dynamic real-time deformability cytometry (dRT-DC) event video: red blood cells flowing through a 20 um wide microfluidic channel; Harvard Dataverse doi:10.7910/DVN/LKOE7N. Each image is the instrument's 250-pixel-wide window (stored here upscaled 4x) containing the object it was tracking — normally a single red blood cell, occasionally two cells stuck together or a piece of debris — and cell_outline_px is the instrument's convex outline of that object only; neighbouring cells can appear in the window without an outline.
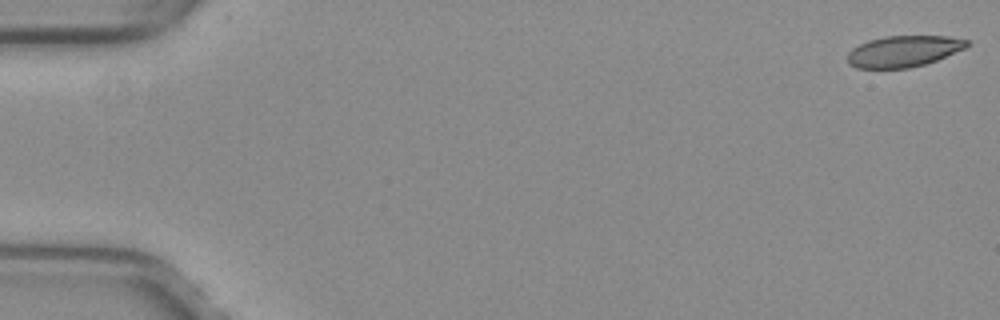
{"species": "common noctule bat (a hibernating species)", "species_latin": "Nyctalus noctula", "temperature_condition": "warm", "stored_images_in_passage": 53, "camera_frame_rate_fps": 3000, "um_per_image_px": 0.085, "animal": {"sex": "female", "body_mass_g": 29.2, "forearm_length_mm": 56.3}, "frame": {"image": 1, "passage_image": 1, "time_ms": 0.0, "image_size_px": [1000, 320], "cell_outline_px": [[972, 44], [964, 48], [936, 60], [924, 64], [908, 68], [856, 68], [848, 64], [848, 52], [852, 48], [868, 40], [884, 36], [948, 36], [968, 40]], "centroid_in_image_um": [76.79, 4.35], "position_along_channel_um": 8.2, "area_um2": 21.68}}
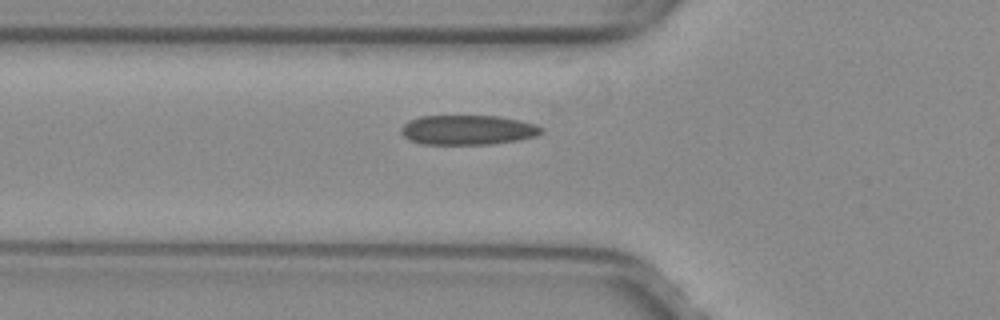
{"frame": {"image": 2, "passage_image": 19, "time_ms": 6.0, "image_size_px": [1000, 320], "cell_outline_px": [[544, 132], [536, 136], [516, 140], [492, 144], [424, 144], [408, 140], [400, 132], [400, 128], [408, 120], [420, 116], [496, 116], [520, 120], [536, 124], [544, 128]], "centroid_in_image_um": [39.75, 11.04], "position_along_channel_um": 86.0, "area_um2": 24.39}}
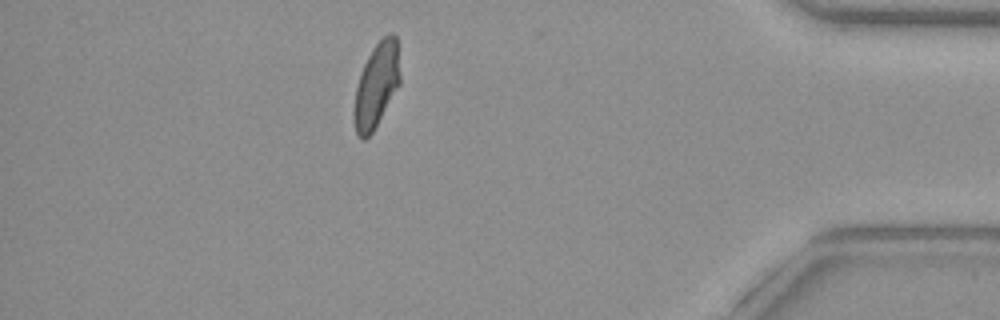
{"frame": {"image": 3, "passage_image": 46, "time_ms": 15.0, "image_size_px": [1000, 320], "cell_outline_px": [[400, 84], [372, 132], [364, 140], [360, 140], [356, 132], [356, 88], [364, 64], [372, 48], [388, 32], [392, 32], [396, 36], [400, 76]], "centroid_in_image_um": [32.04, 7.19], "position_along_channel_um": 403.2, "area_um2": 21.91}}